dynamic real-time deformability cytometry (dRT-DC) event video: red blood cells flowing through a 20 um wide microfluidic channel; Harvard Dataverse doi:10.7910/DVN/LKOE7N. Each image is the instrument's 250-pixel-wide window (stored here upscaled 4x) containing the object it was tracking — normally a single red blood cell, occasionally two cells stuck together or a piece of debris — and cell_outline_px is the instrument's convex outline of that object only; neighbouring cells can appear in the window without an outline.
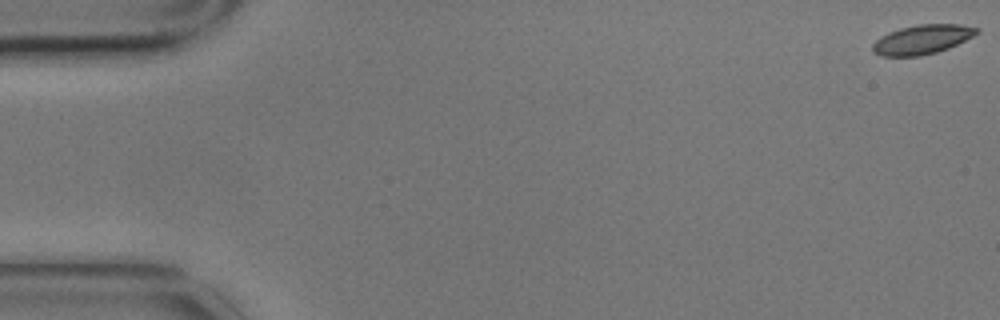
{"species": "common noctule bat (a hibernating species)", "species_latin": "Nyctalus noctula", "temperature_condition": "cold", "stored_images_in_passage": 2, "segment_of_instrument_passage": [2, 2], "camera_frame_rate_fps": 3000, "um_per_image_px": 0.085, "animal": {"sex": "male", "body_mass_g": 17.9}, "frame": {"image": 1, "passage_image": 2, "time_ms": 0.333, "image_size_px": [1000, 320], "cell_outline_px": [[980, 32], [948, 48], [936, 52], [920, 56], [880, 56], [872, 52], [872, 44], [880, 36], [888, 32], [900, 28], [920, 24], [960, 24], [980, 28]], "centroid_in_image_um": [78.35, 3.35], "position_along_channel_um": 6.6, "area_um2": 17.8}}